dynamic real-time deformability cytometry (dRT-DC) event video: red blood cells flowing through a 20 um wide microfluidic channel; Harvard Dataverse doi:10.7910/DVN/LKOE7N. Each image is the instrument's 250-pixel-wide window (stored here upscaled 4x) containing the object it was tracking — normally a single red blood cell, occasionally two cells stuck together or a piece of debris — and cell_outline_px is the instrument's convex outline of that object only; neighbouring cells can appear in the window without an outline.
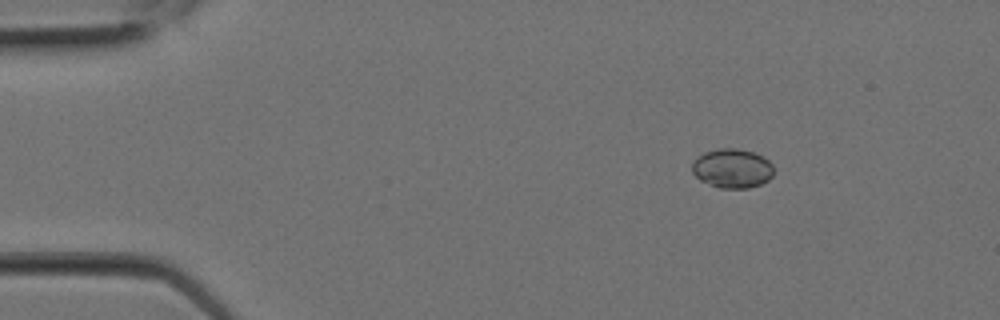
{"species": "Egyptian fruit bat (a non-hibernating species)", "species_latin": "Rousettus aegyptiacus", "temperature_condition": "room temperature", "stored_images_in_passage": 10, "camera_frame_rate_fps": 3000, "um_per_image_px": 0.085, "animal": {"sex": "female"}, "frame": {"image": 1, "passage_image": 1, "time_ms": 0.0, "image_size_px": [1000, 320], "cell_outline_px": [[772, 176], [768, 180], [760, 184], [748, 188], [720, 188], [700, 180], [692, 172], [692, 160], [696, 156], [704, 152], [716, 148], [736, 148], [752, 152], [768, 160], [772, 164]], "centroid_in_image_um": [62.19, 14.3], "position_along_channel_um": 22.8, "area_um2": 18.67}}
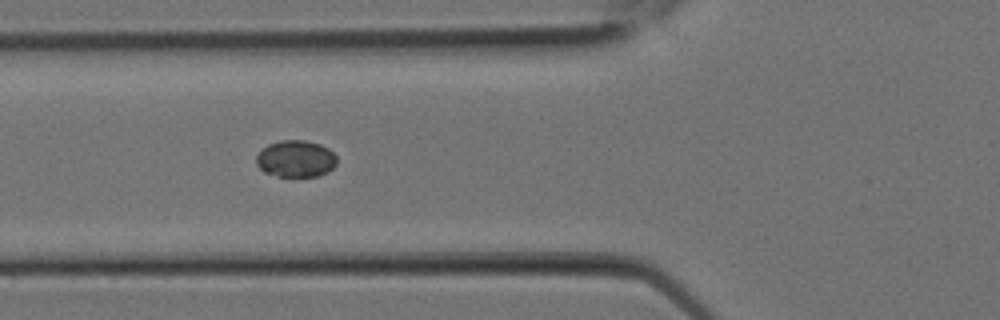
{"frame": {"image": 2, "passage_image": 6, "time_ms": 1.667, "image_size_px": [1000, 320], "cell_outline_px": [[336, 164], [328, 172], [316, 176], [276, 176], [264, 172], [256, 164], [256, 156], [268, 144], [280, 140], [304, 140], [320, 144], [328, 148], [336, 156]], "centroid_in_image_um": [25.14, 13.49], "position_along_channel_um": 100.7, "area_um2": 17.22}}
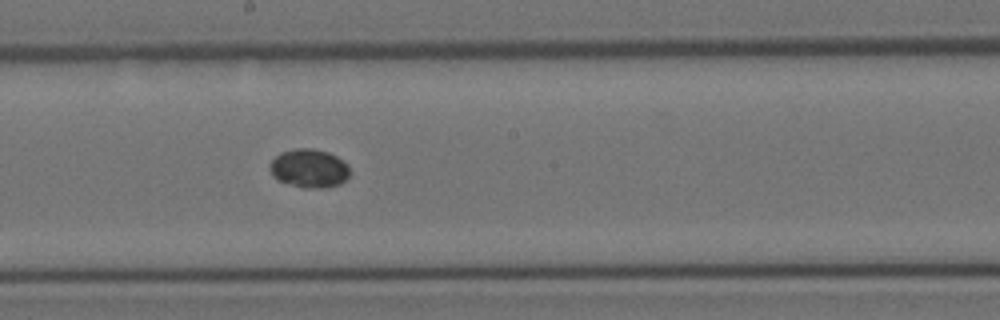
{"frame": {"image": 3, "passage_image": 10, "time_ms": 3.0, "image_size_px": [1000, 320], "cell_outline_px": [[348, 176], [340, 184], [324, 188], [304, 188], [276, 180], [272, 176], [268, 168], [268, 164], [280, 152], [296, 148], [312, 148], [328, 152], [344, 160], [348, 164]], "centroid_in_image_um": [26.24, 14.31], "position_along_channel_um": 222.0, "area_um2": 18.21}}